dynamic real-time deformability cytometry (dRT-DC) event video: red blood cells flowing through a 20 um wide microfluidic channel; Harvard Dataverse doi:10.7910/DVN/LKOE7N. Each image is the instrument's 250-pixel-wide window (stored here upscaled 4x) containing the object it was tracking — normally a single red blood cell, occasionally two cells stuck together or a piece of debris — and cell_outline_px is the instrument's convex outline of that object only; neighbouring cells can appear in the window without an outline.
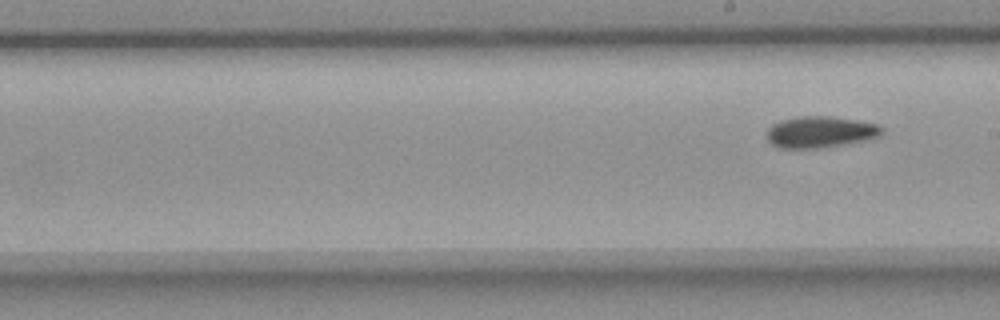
{"species": "common noctule bat (a hibernating species)", "species_latin": "Nyctalus noctula", "temperature_condition": "room temperature", "stored_images_in_passage": 10, "segment_of_instrument_passage": [2, 2], "camera_frame_rate_fps": 3000, "um_per_image_px": 0.085, "animal": {"sex": "female", "body_mass_g": 18.4}, "frame": {"image": 1, "passage_image": 10, "time_ms": 11.333, "image_size_px": [1000, 320], "cell_outline_px": [[884, 132], [880, 136], [864, 140], [824, 148], [780, 148], [772, 144], [764, 136], [768, 128], [772, 124], [780, 120], [796, 116], [828, 116], [856, 120], [876, 124], [884, 128]], "centroid_in_image_um": [69.68, 11.22], "position_along_channel_um": 219.3, "area_um2": 21.27}}